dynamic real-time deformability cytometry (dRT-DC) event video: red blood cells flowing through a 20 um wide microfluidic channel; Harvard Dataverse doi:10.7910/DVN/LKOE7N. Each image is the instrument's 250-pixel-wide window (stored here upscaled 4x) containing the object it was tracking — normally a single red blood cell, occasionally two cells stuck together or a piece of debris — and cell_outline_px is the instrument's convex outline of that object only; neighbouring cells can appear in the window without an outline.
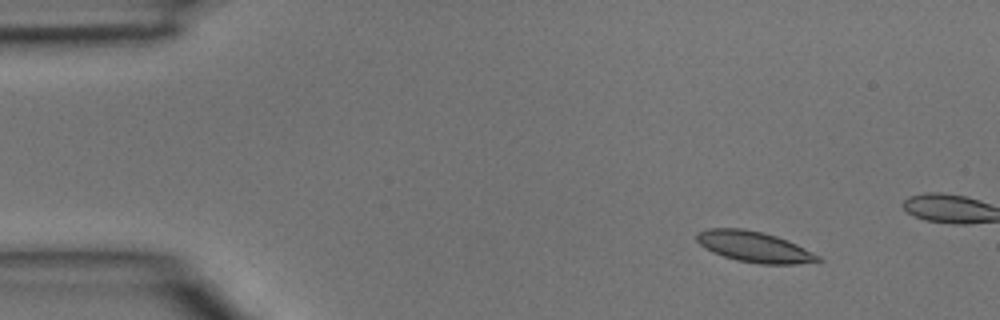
{"species": "common noctule bat (a hibernating species)", "species_latin": "Nyctalus noctula", "temperature_condition": "room temperature", "stored_images_in_passage": 3, "camera_frame_rate_fps": 3000, "um_per_image_px": 0.085, "animal": {"sex": "male", "body_mass_g": 15.6}, "frame": {"image": 1, "passage_image": 1, "time_ms": 0.0, "image_size_px": [1000, 320], "cell_outline_px": [[824, 260], [796, 264], [760, 264], [736, 260], [712, 252], [704, 248], [696, 240], [696, 232], [708, 228], [740, 228], [764, 232], [788, 240], [820, 256]], "centroid_in_image_um": [64.08, 20.97], "position_along_channel_um": 20.9, "area_um2": 21.79}}